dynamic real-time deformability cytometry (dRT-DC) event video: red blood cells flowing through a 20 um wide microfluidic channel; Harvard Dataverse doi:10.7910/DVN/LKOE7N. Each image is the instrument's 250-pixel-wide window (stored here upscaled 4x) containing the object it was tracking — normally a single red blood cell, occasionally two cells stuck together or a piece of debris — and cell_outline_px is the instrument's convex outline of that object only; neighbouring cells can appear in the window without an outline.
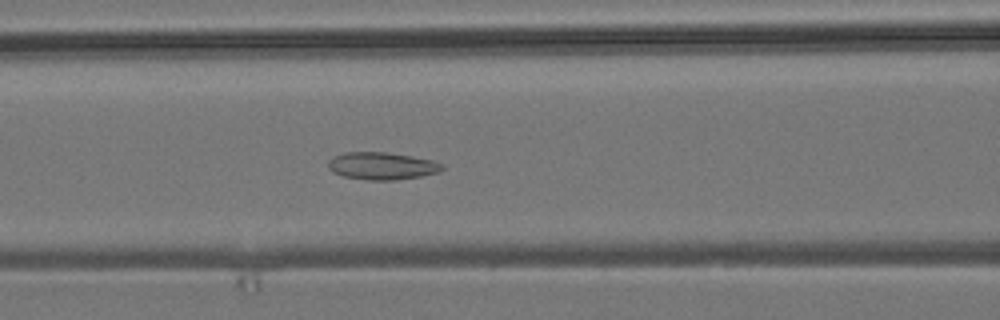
{"species": "common noctule bat (a hibernating species)", "species_latin": "Nyctalus noctula", "temperature_condition": "room temperature", "stored_images_in_passage": 38, "camera_frame_rate_fps": 3000, "um_per_image_px": 0.085, "animal": {"sex": "male", "body_mass_g": 19.2, "forearm_length_mm": 51.8}, "frame": {"image": 1, "passage_image": 7, "time_ms": 2.0, "image_size_px": [1000, 320], "cell_outline_px": [[444, 168], [440, 172], [420, 176], [396, 180], [368, 180], [344, 176], [332, 172], [328, 168], [328, 160], [332, 156], [344, 152], [384, 152], [412, 156], [432, 160], [444, 164]], "centroid_in_image_um": [32.45, 14.1], "position_along_channel_um": 134.1, "area_um2": 18.32}}
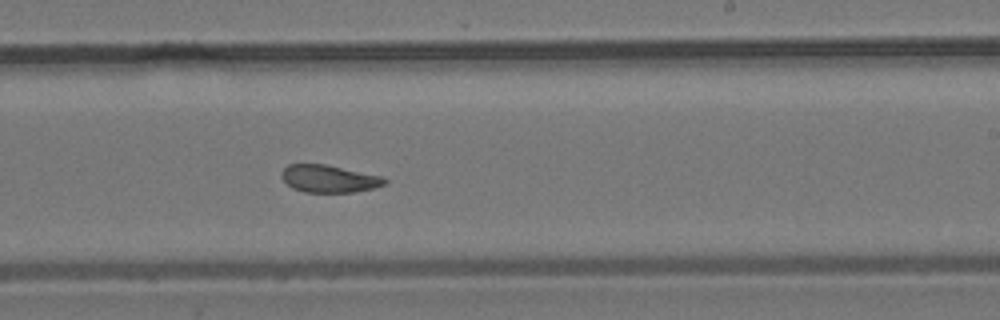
{"frame": {"image": 2, "passage_image": 17, "time_ms": 5.333, "image_size_px": [1000, 320], "cell_outline_px": [[388, 184], [356, 192], [304, 192], [292, 188], [280, 176], [280, 172], [288, 164], [324, 164], [384, 176], [388, 180]], "centroid_in_image_um": [27.99, 15.19], "position_along_channel_um": 261.0, "area_um2": 16.65}}
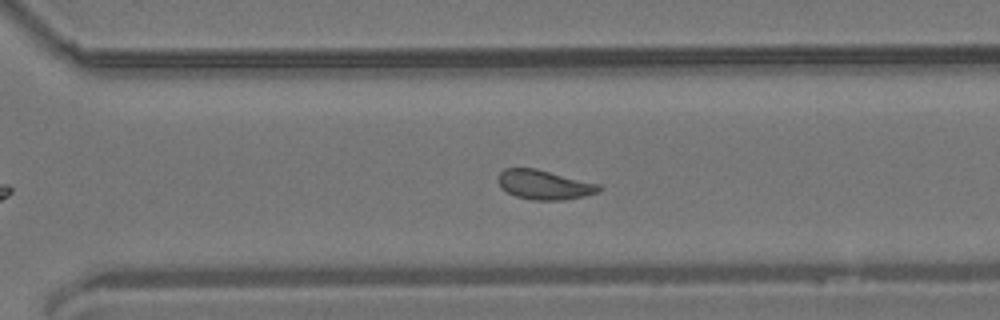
{"frame": {"image": 3, "passage_image": 22, "time_ms": 7.0, "image_size_px": [1000, 320], "cell_outline_px": [[604, 188], [600, 192], [584, 196], [564, 200], [532, 200], [516, 196], [500, 188], [496, 180], [496, 176], [504, 168], [536, 168], [600, 184]], "centroid_in_image_um": [46.25, 15.7], "position_along_channel_um": 324.3, "area_um2": 17.63}, "authors_computed_cell_mechanics": {"area_um2": 17.3111, "velocity_mm_per_s": 3.8105, "shape_relaxation_time_tau1_ms": null, "shape_relaxation_time_tau2_ms": 3.0099, "deformation_change_tau1": null, "deformation_change_tau2": 0.0955}}